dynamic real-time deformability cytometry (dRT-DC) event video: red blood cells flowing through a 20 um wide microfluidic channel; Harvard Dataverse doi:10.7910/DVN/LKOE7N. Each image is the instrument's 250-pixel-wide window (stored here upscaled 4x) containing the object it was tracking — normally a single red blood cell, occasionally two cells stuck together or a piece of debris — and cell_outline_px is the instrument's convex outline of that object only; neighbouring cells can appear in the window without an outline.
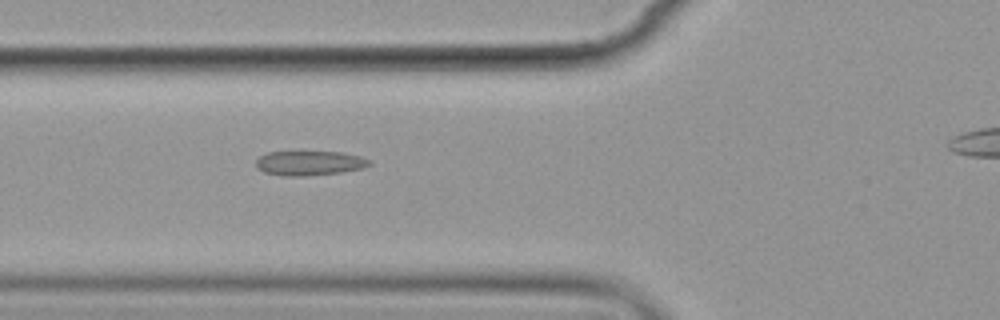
{"species": "common noctule bat (a hibernating species)", "species_latin": "Nyctalus noctula", "temperature_condition": "cold", "stored_images_in_passage": 9, "camera_frame_rate_fps": 3000, "um_per_image_px": 0.085, "animal": {"sex": "female", "body_mass_g": 19.9}, "frame": {"image": 1, "passage_image": 8, "time_ms": 8.0, "image_size_px": [1000, 320], "cell_outline_px": [[372, 164], [364, 168], [340, 172], [304, 176], [284, 176], [264, 172], [256, 168], [256, 160], [260, 156], [268, 152], [340, 152], [360, 156], [372, 160]], "centroid_in_image_um": [26.32, 13.86], "position_along_channel_um": 99.5, "area_um2": 16.24}}